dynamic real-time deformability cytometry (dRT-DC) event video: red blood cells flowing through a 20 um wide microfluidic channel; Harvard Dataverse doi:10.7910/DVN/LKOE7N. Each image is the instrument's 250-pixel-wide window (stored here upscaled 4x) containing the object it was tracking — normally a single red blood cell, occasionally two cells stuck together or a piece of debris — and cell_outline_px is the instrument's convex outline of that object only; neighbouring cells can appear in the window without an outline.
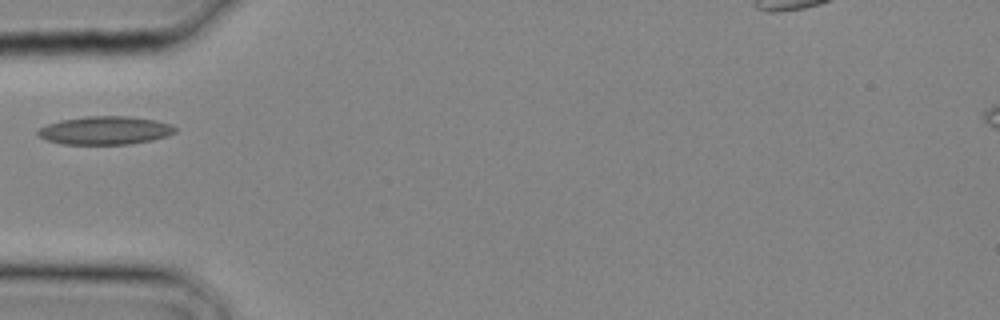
{"species": "common noctule bat (a hibernating species)", "species_latin": "Nyctalus noctula", "temperature_condition": "cold", "stored_images_in_passage": 2, "camera_frame_rate_fps": 3000, "um_per_image_px": 0.085, "animal": {"sex": "male", "body_mass_g": 20.4}, "frame": {"image": 1, "passage_image": 2, "time_ms": 0.333, "image_size_px": [1000, 320], "cell_outline_px": [[176, 132], [168, 136], [152, 140], [128, 144], [60, 144], [48, 140], [40, 136], [36, 132], [36, 128], [60, 120], [84, 116], [128, 116], [156, 120], [172, 124], [176, 128]], "centroid_in_image_um": [8.94, 11.08], "position_along_channel_um": 76.1, "area_um2": 22.77}}